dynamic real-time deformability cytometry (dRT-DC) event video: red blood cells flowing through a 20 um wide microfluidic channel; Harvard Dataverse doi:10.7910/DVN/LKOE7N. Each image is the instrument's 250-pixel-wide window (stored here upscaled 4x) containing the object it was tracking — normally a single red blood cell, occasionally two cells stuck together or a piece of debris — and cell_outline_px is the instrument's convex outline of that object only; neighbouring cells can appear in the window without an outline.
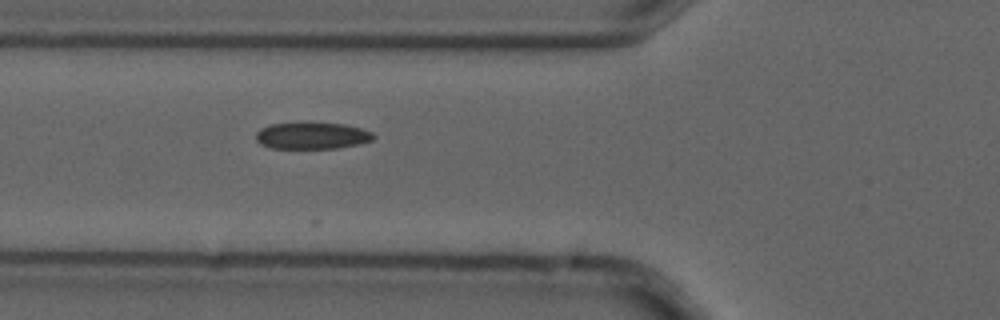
{"species": "common noctule bat (a hibernating species)", "species_latin": "Nyctalus noctula", "temperature_condition": "cold", "stored_images_in_passage": 2, "camera_frame_rate_fps": 3000, "um_per_image_px": 0.085, "animal": {"sex": "male", "forearm_length_mm": 52.5}, "frame": {"image": 1, "passage_image": 2, "time_ms": 0.333, "image_size_px": [1000, 320], "cell_outline_px": [[376, 136], [372, 140], [360, 144], [336, 148], [272, 148], [260, 144], [256, 140], [256, 132], [260, 128], [272, 124], [308, 120], [344, 124], [360, 128], [372, 132]], "centroid_in_image_um": [26.51, 11.49], "position_along_channel_um": 99.3, "area_um2": 18.96}}